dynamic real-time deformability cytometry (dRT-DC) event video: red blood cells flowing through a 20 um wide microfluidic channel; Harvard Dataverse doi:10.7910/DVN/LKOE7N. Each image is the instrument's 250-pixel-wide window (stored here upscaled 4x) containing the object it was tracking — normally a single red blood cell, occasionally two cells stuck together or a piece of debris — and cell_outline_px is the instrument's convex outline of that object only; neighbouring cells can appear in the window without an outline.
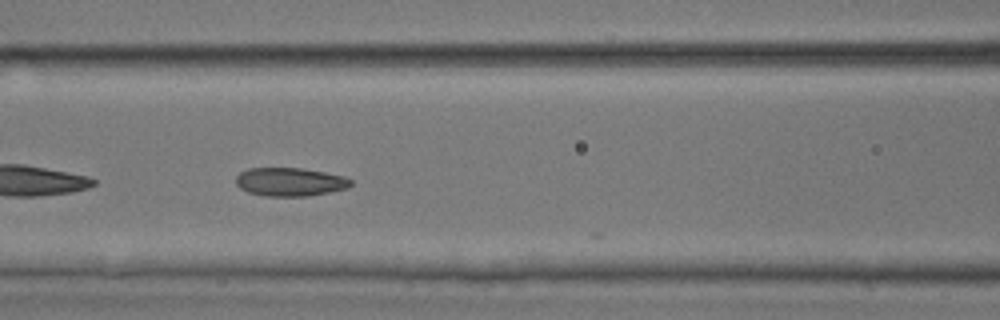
{"species": "common noctule bat (a hibernating species)", "species_latin": "Nyctalus noctula", "temperature_condition": "room temperature", "stored_images_in_passage": 21, "camera_frame_rate_fps": 3000, "um_per_image_px": 0.085, "animal": {"sex": "male", "body_mass_g": 17.9, "forearm_length_mm": 54.2}, "frame": {"image": 1, "passage_image": 20, "time_ms": 6.333, "image_size_px": [1000, 320], "cell_outline_px": [[352, 184], [348, 188], [308, 196], [264, 196], [248, 192], [240, 188], [236, 184], [236, 176], [240, 172], [248, 168], [300, 168], [324, 172], [344, 176], [352, 180]], "centroid_in_image_um": [24.64, 15.46], "position_along_channel_um": 142.0, "area_um2": 19.07}}